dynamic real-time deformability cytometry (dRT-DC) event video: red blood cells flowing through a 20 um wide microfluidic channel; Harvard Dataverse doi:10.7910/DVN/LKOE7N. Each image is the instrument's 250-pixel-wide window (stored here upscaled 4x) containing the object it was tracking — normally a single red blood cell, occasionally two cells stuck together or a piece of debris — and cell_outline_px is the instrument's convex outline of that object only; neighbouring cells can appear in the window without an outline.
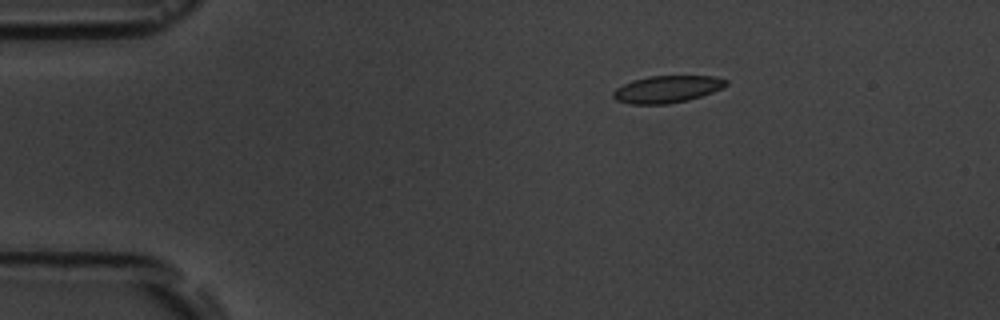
{"species": "common noctule bat (a hibernating species)", "species_latin": "Nyctalus noctula", "temperature_condition": "room temperature", "stored_images_in_passage": 3, "camera_frame_rate_fps": 3000, "um_per_image_px": 0.085, "animal": {"sex": "male", "body_mass_g": 19.5, "forearm_length_mm": 54.6}, "frame": {"image": 1, "passage_image": 1, "time_ms": 0.0, "image_size_px": [1000, 320], "cell_outline_px": [[728, 84], [724, 88], [688, 100], [668, 104], [628, 104], [616, 100], [612, 96], [612, 92], [616, 88], [632, 80], [648, 76], [712, 76], [728, 80]], "centroid_in_image_um": [56.69, 7.58], "position_along_channel_um": 28.3, "area_um2": 17.92}}